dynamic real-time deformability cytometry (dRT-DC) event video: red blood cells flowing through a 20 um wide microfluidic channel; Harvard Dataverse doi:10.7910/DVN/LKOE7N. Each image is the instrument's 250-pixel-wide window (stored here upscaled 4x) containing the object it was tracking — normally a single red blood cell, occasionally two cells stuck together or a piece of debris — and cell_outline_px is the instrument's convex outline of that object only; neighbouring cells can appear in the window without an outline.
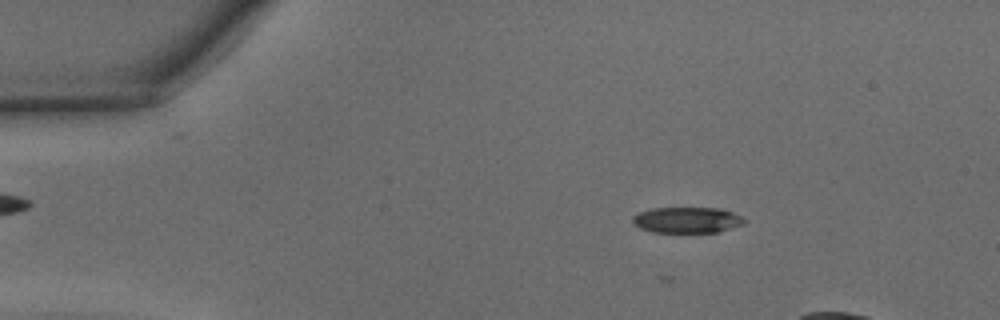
{"species": "common noctule bat (a hibernating species)", "species_latin": "Nyctalus noctula", "temperature_condition": "warm", "stored_images_in_passage": 14, "camera_frame_rate_fps": 3000, "um_per_image_px": 0.085, "animal": {"sex": "male", "body_mass_g": 15.6}, "frame": {"image": 1, "passage_image": 7, "time_ms": 2.0, "image_size_px": [1000, 320], "cell_outline_px": [[748, 220], [744, 224], [716, 232], [652, 232], [640, 228], [632, 224], [632, 216], [640, 212], [652, 208], [720, 208], [732, 212]], "centroid_in_image_um": [58.38, 18.7], "position_along_channel_um": 26.6, "area_um2": 16.88}}